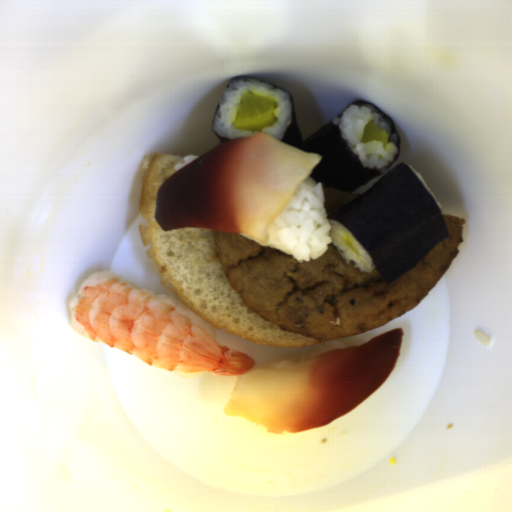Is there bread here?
I'll return each instance as SVG.
<instances>
[{"label": "bread", "instance_id": "8d2b1439", "mask_svg": "<svg viewBox=\"0 0 512 512\" xmlns=\"http://www.w3.org/2000/svg\"><path fill=\"white\" fill-rule=\"evenodd\" d=\"M185 157L144 155L138 210L139 229L148 261L169 294L218 330L274 347L303 348L323 344L298 333L282 331L250 310L230 284L213 236L218 229L163 230L156 219L161 185Z\"/></svg>", "mask_w": 512, "mask_h": 512}]
</instances>
